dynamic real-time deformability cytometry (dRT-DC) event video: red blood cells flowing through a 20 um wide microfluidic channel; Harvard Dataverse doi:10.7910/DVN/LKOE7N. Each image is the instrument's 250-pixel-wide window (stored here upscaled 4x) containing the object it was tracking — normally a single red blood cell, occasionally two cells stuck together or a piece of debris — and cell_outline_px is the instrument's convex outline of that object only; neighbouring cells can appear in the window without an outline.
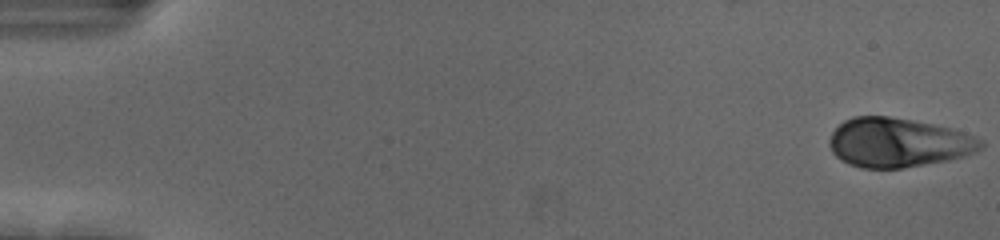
{"species": "human", "species_latin": "Homo sapiens", "temperature_condition": "cold", "stored_images_in_passage": 55, "camera_frame_rate_fps": 3000, "um_per_image_px": 0.085, "donor": {"sex": "female"}, "frame": {"image": 1, "passage_image": 1, "time_ms": 0.0, "image_size_px": [1000, 240], "cell_outline_px": [[984, 148], [976, 152], [964, 156], [948, 160], [900, 168], [860, 168], [848, 164], [840, 160], [832, 152], [828, 144], [828, 140], [832, 132], [844, 120], [852, 116], [888, 116], [912, 120], [932, 124], [964, 132], [976, 136], [984, 140]], "centroid_in_image_um": [76.34, 12.12], "position_along_channel_um": 8.7, "area_um2": 43.64}}
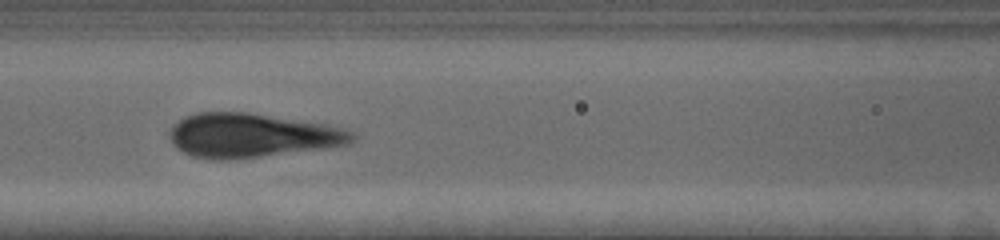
{"frame": {"image": 2, "passage_image": 25, "time_ms": 8.0, "image_size_px": [1000, 240], "cell_outline_px": [[356, 140], [352, 144], [332, 148], [244, 160], [204, 160], [188, 156], [176, 148], [172, 144], [168, 136], [168, 132], [172, 124], [184, 116], [196, 112], [252, 112], [328, 124], [348, 128], [356, 132]], "centroid_in_image_um": [21.45, 11.54], "position_along_channel_um": 145.1, "area_um2": 49.25}}
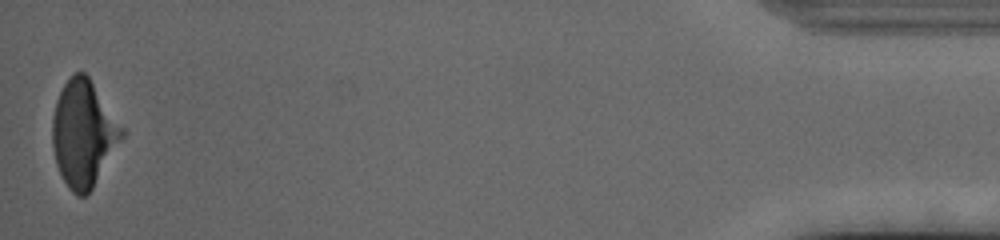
{"frame": {"image": 3, "passage_image": 55, "time_ms": 18.0, "image_size_px": [1000, 240], "cell_outline_px": [[124, 136], [92, 188], [84, 196], [76, 196], [68, 188], [56, 164], [52, 144], [52, 116], [56, 100], [64, 84], [76, 72], [84, 72], [88, 76], [124, 128]], "centroid_in_image_um": [7.08, 11.36], "position_along_channel_um": 428.1, "area_um2": 42.66}, "authors_computed_cell_mechanics": {"area_um2": 45.4308, "velocity_mm_per_s": 3.6626, "shape_relaxation_time_tau1_ms": 2.9512, "shape_relaxation_time_tau2_ms": null, "deformation_change_tau1": 0.175, "deformation_change_tau2": null}}